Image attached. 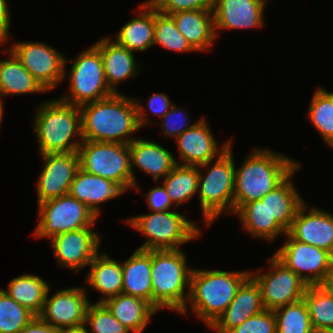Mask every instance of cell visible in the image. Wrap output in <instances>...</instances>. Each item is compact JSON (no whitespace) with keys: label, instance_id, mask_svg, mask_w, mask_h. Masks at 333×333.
Returning a JSON list of instances; mask_svg holds the SVG:
<instances>
[{"label":"cell","instance_id":"cell-1","mask_svg":"<svg viewBox=\"0 0 333 333\" xmlns=\"http://www.w3.org/2000/svg\"><path fill=\"white\" fill-rule=\"evenodd\" d=\"M141 101L114 93L105 99L81 105L82 139L130 144L136 139L132 134L151 123Z\"/></svg>","mask_w":333,"mask_h":333},{"label":"cell","instance_id":"cell-2","mask_svg":"<svg viewBox=\"0 0 333 333\" xmlns=\"http://www.w3.org/2000/svg\"><path fill=\"white\" fill-rule=\"evenodd\" d=\"M299 165L298 161L271 149L254 148L235 168L234 212L241 205L261 200Z\"/></svg>","mask_w":333,"mask_h":333},{"label":"cell","instance_id":"cell-3","mask_svg":"<svg viewBox=\"0 0 333 333\" xmlns=\"http://www.w3.org/2000/svg\"><path fill=\"white\" fill-rule=\"evenodd\" d=\"M250 272L193 268L188 299L180 314L187 316L191 307L195 317L210 327L230 305Z\"/></svg>","mask_w":333,"mask_h":333},{"label":"cell","instance_id":"cell-4","mask_svg":"<svg viewBox=\"0 0 333 333\" xmlns=\"http://www.w3.org/2000/svg\"><path fill=\"white\" fill-rule=\"evenodd\" d=\"M37 107L33 127L40 155L77 151L83 141L80 106L53 98Z\"/></svg>","mask_w":333,"mask_h":333},{"label":"cell","instance_id":"cell-5","mask_svg":"<svg viewBox=\"0 0 333 333\" xmlns=\"http://www.w3.org/2000/svg\"><path fill=\"white\" fill-rule=\"evenodd\" d=\"M186 257L181 249L151 250L150 304L158 312L165 308L180 313L185 307L193 269L187 266Z\"/></svg>","mask_w":333,"mask_h":333},{"label":"cell","instance_id":"cell-6","mask_svg":"<svg viewBox=\"0 0 333 333\" xmlns=\"http://www.w3.org/2000/svg\"><path fill=\"white\" fill-rule=\"evenodd\" d=\"M231 149L230 144L218 158L199 166L197 195H199L203 221L207 227L224 212L230 215L234 213L236 166Z\"/></svg>","mask_w":333,"mask_h":333},{"label":"cell","instance_id":"cell-7","mask_svg":"<svg viewBox=\"0 0 333 333\" xmlns=\"http://www.w3.org/2000/svg\"><path fill=\"white\" fill-rule=\"evenodd\" d=\"M125 220L147 238L140 250H177L201 236L202 229L178 211H157Z\"/></svg>","mask_w":333,"mask_h":333},{"label":"cell","instance_id":"cell-8","mask_svg":"<svg viewBox=\"0 0 333 333\" xmlns=\"http://www.w3.org/2000/svg\"><path fill=\"white\" fill-rule=\"evenodd\" d=\"M77 153L83 171L112 180L125 192L133 189L129 144L83 140Z\"/></svg>","mask_w":333,"mask_h":333},{"label":"cell","instance_id":"cell-9","mask_svg":"<svg viewBox=\"0 0 333 333\" xmlns=\"http://www.w3.org/2000/svg\"><path fill=\"white\" fill-rule=\"evenodd\" d=\"M73 62L69 72V93L59 99L76 106L105 99L114 93L107 85L100 51L92 45L81 51Z\"/></svg>","mask_w":333,"mask_h":333},{"label":"cell","instance_id":"cell-10","mask_svg":"<svg viewBox=\"0 0 333 333\" xmlns=\"http://www.w3.org/2000/svg\"><path fill=\"white\" fill-rule=\"evenodd\" d=\"M39 221L34 229L35 238L53 236L93 228L98 217L85 204L69 194L38 204Z\"/></svg>","mask_w":333,"mask_h":333},{"label":"cell","instance_id":"cell-11","mask_svg":"<svg viewBox=\"0 0 333 333\" xmlns=\"http://www.w3.org/2000/svg\"><path fill=\"white\" fill-rule=\"evenodd\" d=\"M286 242L272 254L308 285H322L333 274V255L314 245L295 240L288 232Z\"/></svg>","mask_w":333,"mask_h":333},{"label":"cell","instance_id":"cell-12","mask_svg":"<svg viewBox=\"0 0 333 333\" xmlns=\"http://www.w3.org/2000/svg\"><path fill=\"white\" fill-rule=\"evenodd\" d=\"M47 91L66 78L65 55L43 42H16L7 47Z\"/></svg>","mask_w":333,"mask_h":333},{"label":"cell","instance_id":"cell-13","mask_svg":"<svg viewBox=\"0 0 333 333\" xmlns=\"http://www.w3.org/2000/svg\"><path fill=\"white\" fill-rule=\"evenodd\" d=\"M271 267V268H270ZM267 273L250 272V276L258 283L263 306L266 310L275 309L303 299L308 284L294 271L286 268L273 255L269 259Z\"/></svg>","mask_w":333,"mask_h":333},{"label":"cell","instance_id":"cell-14","mask_svg":"<svg viewBox=\"0 0 333 333\" xmlns=\"http://www.w3.org/2000/svg\"><path fill=\"white\" fill-rule=\"evenodd\" d=\"M101 235L92 228H82L57 234L50 245L59 267L69 268L76 273L89 266L100 252Z\"/></svg>","mask_w":333,"mask_h":333},{"label":"cell","instance_id":"cell-15","mask_svg":"<svg viewBox=\"0 0 333 333\" xmlns=\"http://www.w3.org/2000/svg\"><path fill=\"white\" fill-rule=\"evenodd\" d=\"M50 289L49 287L39 317L59 330L83 325L91 303L85 287L61 289L49 297Z\"/></svg>","mask_w":333,"mask_h":333},{"label":"cell","instance_id":"cell-16","mask_svg":"<svg viewBox=\"0 0 333 333\" xmlns=\"http://www.w3.org/2000/svg\"><path fill=\"white\" fill-rule=\"evenodd\" d=\"M43 169L37 186V203L67 195L79 169L77 151L40 155Z\"/></svg>","mask_w":333,"mask_h":333},{"label":"cell","instance_id":"cell-17","mask_svg":"<svg viewBox=\"0 0 333 333\" xmlns=\"http://www.w3.org/2000/svg\"><path fill=\"white\" fill-rule=\"evenodd\" d=\"M175 140L181 159L176 163L187 166H201L215 160L232 143L228 140L223 145H218V141L204 117L195 121L191 128L185 130Z\"/></svg>","mask_w":333,"mask_h":333},{"label":"cell","instance_id":"cell-18","mask_svg":"<svg viewBox=\"0 0 333 333\" xmlns=\"http://www.w3.org/2000/svg\"><path fill=\"white\" fill-rule=\"evenodd\" d=\"M268 0H215L213 12L215 34L219 30L261 28Z\"/></svg>","mask_w":333,"mask_h":333},{"label":"cell","instance_id":"cell-19","mask_svg":"<svg viewBox=\"0 0 333 333\" xmlns=\"http://www.w3.org/2000/svg\"><path fill=\"white\" fill-rule=\"evenodd\" d=\"M306 202L297 210L288 233L300 242L314 245L333 255V214L323 209L312 207Z\"/></svg>","mask_w":333,"mask_h":333},{"label":"cell","instance_id":"cell-20","mask_svg":"<svg viewBox=\"0 0 333 333\" xmlns=\"http://www.w3.org/2000/svg\"><path fill=\"white\" fill-rule=\"evenodd\" d=\"M261 291L258 283L249 276L237 290L236 296L209 327L217 333H228L234 327L243 324L250 317L264 311Z\"/></svg>","mask_w":333,"mask_h":333},{"label":"cell","instance_id":"cell-21","mask_svg":"<svg viewBox=\"0 0 333 333\" xmlns=\"http://www.w3.org/2000/svg\"><path fill=\"white\" fill-rule=\"evenodd\" d=\"M131 173L133 176V189L140 192V188L134 166L141 172L149 174L158 183L160 178L165 177L176 165V157L159 144L146 139L136 138L130 144Z\"/></svg>","mask_w":333,"mask_h":333},{"label":"cell","instance_id":"cell-22","mask_svg":"<svg viewBox=\"0 0 333 333\" xmlns=\"http://www.w3.org/2000/svg\"><path fill=\"white\" fill-rule=\"evenodd\" d=\"M101 53L107 85L113 93H120L115 87L120 82L136 77L141 65L137 64L134 52L103 37L93 44Z\"/></svg>","mask_w":333,"mask_h":333},{"label":"cell","instance_id":"cell-23","mask_svg":"<svg viewBox=\"0 0 333 333\" xmlns=\"http://www.w3.org/2000/svg\"><path fill=\"white\" fill-rule=\"evenodd\" d=\"M125 191L112 180L78 169L70 186L69 195L85 204L99 218L100 205L116 199Z\"/></svg>","mask_w":333,"mask_h":333},{"label":"cell","instance_id":"cell-24","mask_svg":"<svg viewBox=\"0 0 333 333\" xmlns=\"http://www.w3.org/2000/svg\"><path fill=\"white\" fill-rule=\"evenodd\" d=\"M177 29L196 52L207 51L216 40L213 12L203 9L170 14Z\"/></svg>","mask_w":333,"mask_h":333},{"label":"cell","instance_id":"cell-25","mask_svg":"<svg viewBox=\"0 0 333 333\" xmlns=\"http://www.w3.org/2000/svg\"><path fill=\"white\" fill-rule=\"evenodd\" d=\"M137 16L126 22L114 41L132 52H144L154 45V8L146 1L138 6Z\"/></svg>","mask_w":333,"mask_h":333},{"label":"cell","instance_id":"cell-26","mask_svg":"<svg viewBox=\"0 0 333 333\" xmlns=\"http://www.w3.org/2000/svg\"><path fill=\"white\" fill-rule=\"evenodd\" d=\"M132 333H141L158 311L146 300L121 293L102 302Z\"/></svg>","mask_w":333,"mask_h":333},{"label":"cell","instance_id":"cell-27","mask_svg":"<svg viewBox=\"0 0 333 333\" xmlns=\"http://www.w3.org/2000/svg\"><path fill=\"white\" fill-rule=\"evenodd\" d=\"M301 164L275 189L261 198L266 200L269 215L287 233L298 208L305 202L292 183V176L300 169Z\"/></svg>","mask_w":333,"mask_h":333},{"label":"cell","instance_id":"cell-28","mask_svg":"<svg viewBox=\"0 0 333 333\" xmlns=\"http://www.w3.org/2000/svg\"><path fill=\"white\" fill-rule=\"evenodd\" d=\"M89 266L85 281L90 288L103 296L97 303H102L106 299L122 293L123 269L120 261L110 258L104 252H99Z\"/></svg>","mask_w":333,"mask_h":333},{"label":"cell","instance_id":"cell-29","mask_svg":"<svg viewBox=\"0 0 333 333\" xmlns=\"http://www.w3.org/2000/svg\"><path fill=\"white\" fill-rule=\"evenodd\" d=\"M9 57L0 59V99L9 95L46 93L47 91L8 49Z\"/></svg>","mask_w":333,"mask_h":333},{"label":"cell","instance_id":"cell-30","mask_svg":"<svg viewBox=\"0 0 333 333\" xmlns=\"http://www.w3.org/2000/svg\"><path fill=\"white\" fill-rule=\"evenodd\" d=\"M122 269V293L150 303L152 292L151 250L135 249L132 255L122 262Z\"/></svg>","mask_w":333,"mask_h":333},{"label":"cell","instance_id":"cell-31","mask_svg":"<svg viewBox=\"0 0 333 333\" xmlns=\"http://www.w3.org/2000/svg\"><path fill=\"white\" fill-rule=\"evenodd\" d=\"M240 220L242 228L254 238H262L269 243L286 232L269 215L266 200H256L241 205L234 213Z\"/></svg>","mask_w":333,"mask_h":333},{"label":"cell","instance_id":"cell-32","mask_svg":"<svg viewBox=\"0 0 333 333\" xmlns=\"http://www.w3.org/2000/svg\"><path fill=\"white\" fill-rule=\"evenodd\" d=\"M49 287L42 277L27 273L12 279L5 291L18 304L39 316Z\"/></svg>","mask_w":333,"mask_h":333},{"label":"cell","instance_id":"cell-33","mask_svg":"<svg viewBox=\"0 0 333 333\" xmlns=\"http://www.w3.org/2000/svg\"><path fill=\"white\" fill-rule=\"evenodd\" d=\"M163 179L171 202L179 207L198 193L199 166L177 164Z\"/></svg>","mask_w":333,"mask_h":333},{"label":"cell","instance_id":"cell-34","mask_svg":"<svg viewBox=\"0 0 333 333\" xmlns=\"http://www.w3.org/2000/svg\"><path fill=\"white\" fill-rule=\"evenodd\" d=\"M307 111L308 119L323 142L333 148V92L319 86Z\"/></svg>","mask_w":333,"mask_h":333},{"label":"cell","instance_id":"cell-35","mask_svg":"<svg viewBox=\"0 0 333 333\" xmlns=\"http://www.w3.org/2000/svg\"><path fill=\"white\" fill-rule=\"evenodd\" d=\"M303 299L314 327L333 329V296L323 285H308Z\"/></svg>","mask_w":333,"mask_h":333},{"label":"cell","instance_id":"cell-36","mask_svg":"<svg viewBox=\"0 0 333 333\" xmlns=\"http://www.w3.org/2000/svg\"><path fill=\"white\" fill-rule=\"evenodd\" d=\"M173 52H196L177 29L173 18L154 9V45Z\"/></svg>","mask_w":333,"mask_h":333},{"label":"cell","instance_id":"cell-37","mask_svg":"<svg viewBox=\"0 0 333 333\" xmlns=\"http://www.w3.org/2000/svg\"><path fill=\"white\" fill-rule=\"evenodd\" d=\"M276 333H308L312 327L304 299L274 310Z\"/></svg>","mask_w":333,"mask_h":333},{"label":"cell","instance_id":"cell-38","mask_svg":"<svg viewBox=\"0 0 333 333\" xmlns=\"http://www.w3.org/2000/svg\"><path fill=\"white\" fill-rule=\"evenodd\" d=\"M35 317L0 289V333H19Z\"/></svg>","mask_w":333,"mask_h":333},{"label":"cell","instance_id":"cell-39","mask_svg":"<svg viewBox=\"0 0 333 333\" xmlns=\"http://www.w3.org/2000/svg\"><path fill=\"white\" fill-rule=\"evenodd\" d=\"M84 325L87 326L89 333H132L103 303L93 302L88 305Z\"/></svg>","mask_w":333,"mask_h":333},{"label":"cell","instance_id":"cell-40","mask_svg":"<svg viewBox=\"0 0 333 333\" xmlns=\"http://www.w3.org/2000/svg\"><path fill=\"white\" fill-rule=\"evenodd\" d=\"M182 108L173 104L170 110L161 118V130L165 137L176 139L185 130L191 128L195 123L190 124V118Z\"/></svg>","mask_w":333,"mask_h":333},{"label":"cell","instance_id":"cell-41","mask_svg":"<svg viewBox=\"0 0 333 333\" xmlns=\"http://www.w3.org/2000/svg\"><path fill=\"white\" fill-rule=\"evenodd\" d=\"M156 10L165 14H172L179 11L208 10L212 11L215 0H147Z\"/></svg>","mask_w":333,"mask_h":333},{"label":"cell","instance_id":"cell-42","mask_svg":"<svg viewBox=\"0 0 333 333\" xmlns=\"http://www.w3.org/2000/svg\"><path fill=\"white\" fill-rule=\"evenodd\" d=\"M274 311L264 310L247 319L243 324L234 327L228 333H276Z\"/></svg>","mask_w":333,"mask_h":333},{"label":"cell","instance_id":"cell-43","mask_svg":"<svg viewBox=\"0 0 333 333\" xmlns=\"http://www.w3.org/2000/svg\"><path fill=\"white\" fill-rule=\"evenodd\" d=\"M145 197L147 204L149 205L148 210L151 212L167 211L172 208L173 203L171 202L165 187L163 185L157 186L156 182L155 187L150 189L148 193H145Z\"/></svg>","mask_w":333,"mask_h":333},{"label":"cell","instance_id":"cell-44","mask_svg":"<svg viewBox=\"0 0 333 333\" xmlns=\"http://www.w3.org/2000/svg\"><path fill=\"white\" fill-rule=\"evenodd\" d=\"M173 104L169 96L165 95V92L154 93L147 102L149 112L158 115L160 119L170 110Z\"/></svg>","mask_w":333,"mask_h":333},{"label":"cell","instance_id":"cell-45","mask_svg":"<svg viewBox=\"0 0 333 333\" xmlns=\"http://www.w3.org/2000/svg\"><path fill=\"white\" fill-rule=\"evenodd\" d=\"M8 5L7 0H0V43L2 45L8 43L10 39L11 10Z\"/></svg>","mask_w":333,"mask_h":333},{"label":"cell","instance_id":"cell-46","mask_svg":"<svg viewBox=\"0 0 333 333\" xmlns=\"http://www.w3.org/2000/svg\"><path fill=\"white\" fill-rule=\"evenodd\" d=\"M19 333H60V330L36 316Z\"/></svg>","mask_w":333,"mask_h":333},{"label":"cell","instance_id":"cell-47","mask_svg":"<svg viewBox=\"0 0 333 333\" xmlns=\"http://www.w3.org/2000/svg\"><path fill=\"white\" fill-rule=\"evenodd\" d=\"M60 333H89L87 326L80 325L72 328L61 329Z\"/></svg>","mask_w":333,"mask_h":333},{"label":"cell","instance_id":"cell-48","mask_svg":"<svg viewBox=\"0 0 333 333\" xmlns=\"http://www.w3.org/2000/svg\"><path fill=\"white\" fill-rule=\"evenodd\" d=\"M308 333H333V329L312 326Z\"/></svg>","mask_w":333,"mask_h":333},{"label":"cell","instance_id":"cell-49","mask_svg":"<svg viewBox=\"0 0 333 333\" xmlns=\"http://www.w3.org/2000/svg\"><path fill=\"white\" fill-rule=\"evenodd\" d=\"M333 296V274L322 284Z\"/></svg>","mask_w":333,"mask_h":333},{"label":"cell","instance_id":"cell-50","mask_svg":"<svg viewBox=\"0 0 333 333\" xmlns=\"http://www.w3.org/2000/svg\"><path fill=\"white\" fill-rule=\"evenodd\" d=\"M4 113V105H3V100L0 99V125L2 124L3 121V114ZM1 128V126H0Z\"/></svg>","mask_w":333,"mask_h":333}]
</instances>
